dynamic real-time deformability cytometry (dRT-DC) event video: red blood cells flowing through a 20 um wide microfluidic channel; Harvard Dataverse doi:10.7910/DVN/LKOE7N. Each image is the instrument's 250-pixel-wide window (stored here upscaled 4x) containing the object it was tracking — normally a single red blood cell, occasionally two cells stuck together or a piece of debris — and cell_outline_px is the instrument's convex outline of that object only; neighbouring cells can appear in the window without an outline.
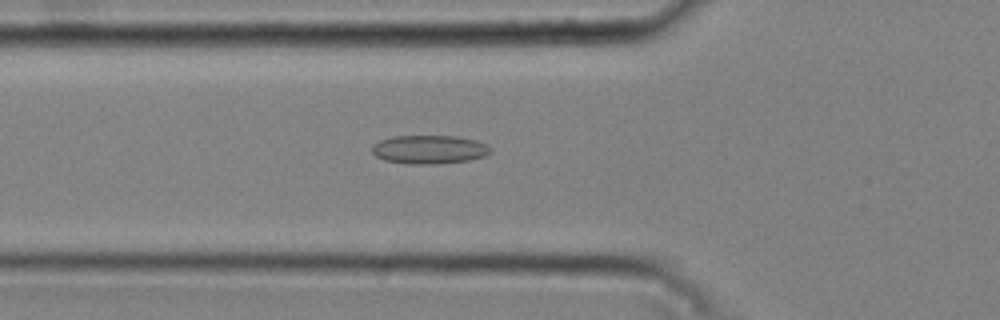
{"species": "common noctule bat (a hibernating species)", "species_latin": "Nyctalus noctula", "temperature_condition": "cold", "stored_images_in_passage": 50, "camera_frame_rate_fps": 3000, "um_per_image_px": 0.085, "animal": {"sex": "male", "body_mass_g": 20.4}, "frame": {"image": 1, "passage_image": 19, "time_ms": 6.0, "image_size_px": [1000, 320], "cell_outline_px": [[492, 152], [484, 156], [468, 160], [436, 164], [408, 164], [384, 160], [376, 156], [372, 152], [372, 144], [380, 140], [392, 136], [456, 136], [476, 140], [488, 144], [492, 148]], "centroid_in_image_um": [36.5, 12.7], "position_along_channel_um": 89.3, "area_um2": 19.94}}
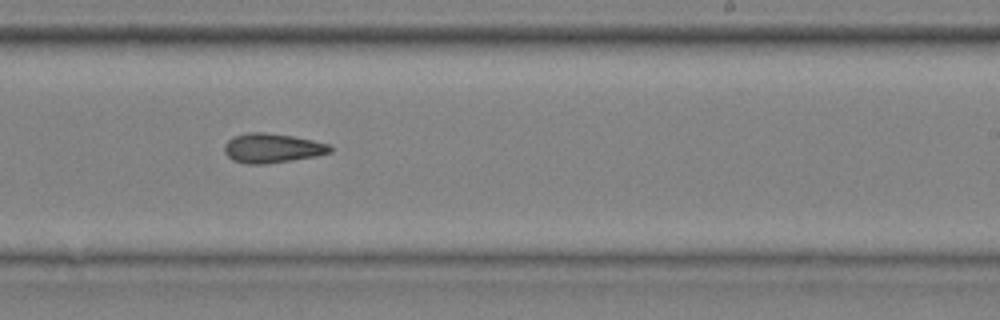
{"frame": {"image": 2, "passage_image": 33, "time_ms": 10.667, "image_size_px": [1000, 320], "cell_outline_px": [[332, 152], [316, 156], [292, 160], [264, 164], [248, 164], [232, 160], [224, 152], [224, 144], [232, 136], [248, 132], [264, 132], [292, 136], [312, 140], [328, 144], [332, 148]], "centroid_in_image_um": [23.1, 12.59], "position_along_channel_um": 265.9, "area_um2": 18.15}}
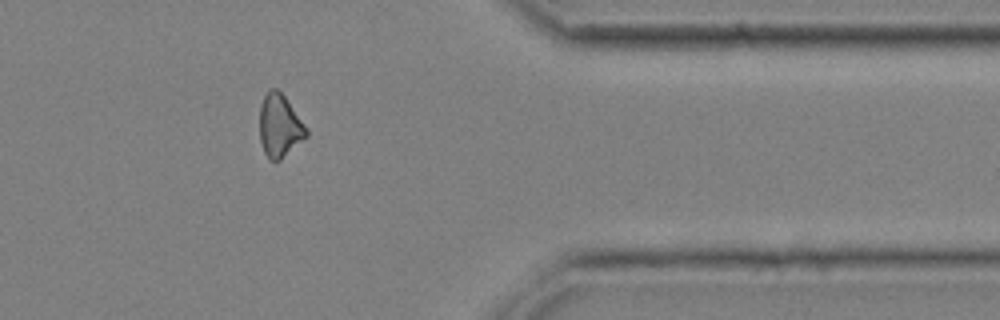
{"frame": {"image": 3, "passage_image": 44, "time_ms": 14.333, "image_size_px": [1000, 320], "cell_outline_px": [[308, 136], [280, 160], [272, 160], [264, 152], [260, 140], [260, 104], [268, 88], [276, 88], [284, 96], [308, 128]], "centroid_in_image_um": [23.78, 10.68], "position_along_channel_um": 387.6, "area_um2": 17.05}}